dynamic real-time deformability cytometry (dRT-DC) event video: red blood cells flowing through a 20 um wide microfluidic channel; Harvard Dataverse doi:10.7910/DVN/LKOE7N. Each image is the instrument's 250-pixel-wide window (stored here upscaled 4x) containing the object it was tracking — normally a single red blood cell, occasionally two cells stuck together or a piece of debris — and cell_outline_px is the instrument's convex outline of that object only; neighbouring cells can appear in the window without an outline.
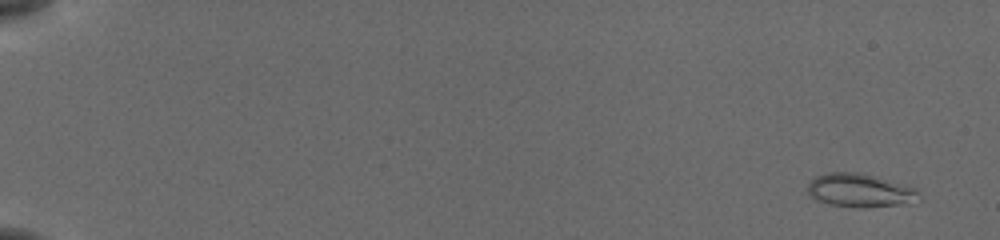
{"species": "common noctule bat (a hibernating species)", "species_latin": "Nyctalus noctula", "temperature_condition": "cold", "stored_images_in_passage": 55, "camera_frame_rate_fps": 3000, "um_per_image_px": 0.085, "animal": {"sex": "female", "body_mass_g": 19.5, "forearm_length_mm": 54.1}, "frame": {"image": 1, "passage_image": 2, "time_ms": 0.333, "image_size_px": [1000, 240], "cell_outline_px": [[920, 200], [912, 204], [864, 208], [860, 208], [828, 204], [816, 200], [808, 196], [808, 184], [816, 176], [828, 172], [856, 172], [920, 188]], "centroid_in_image_um": [73.16, 16.21], "position_along_channel_um": 11.8, "area_um2": 22.2}}
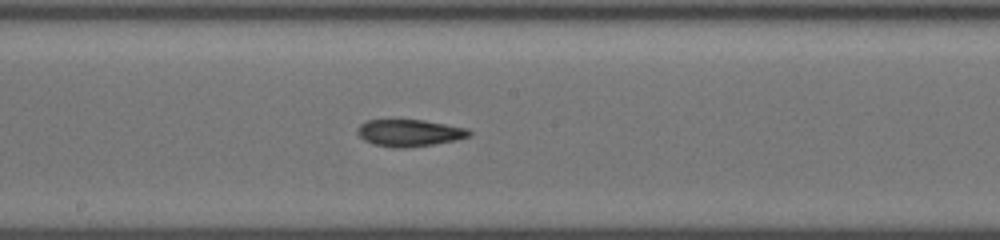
{"frame": {"image": 2, "passage_image": 32, "time_ms": 10.333, "image_size_px": [1000, 240], "cell_outline_px": [[472, 136], [456, 140], [432, 144], [404, 148], [392, 148], [372, 144], [364, 140], [356, 132], [356, 128], [360, 124], [368, 120], [424, 120], [468, 128], [472, 132]], "centroid_in_image_um": [34.8, 11.3], "position_along_channel_um": 213.4, "area_um2": 17.69}}
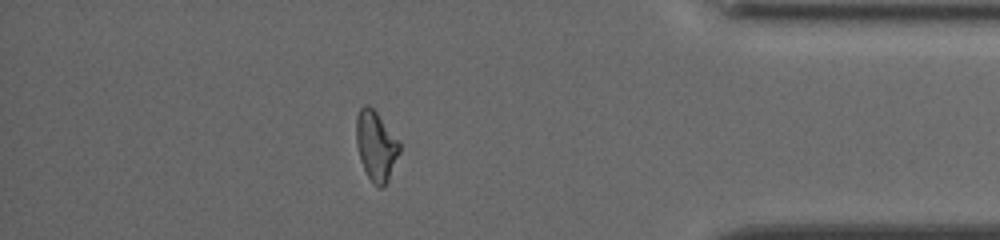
{"frame": {"image": 3, "passage_image": 49, "time_ms": 16.0, "image_size_px": [1000, 240], "cell_outline_px": [[400, 152], [388, 180], [380, 188], [368, 176], [360, 160], [356, 144], [356, 116], [360, 108], [364, 104], [368, 104], [376, 112], [400, 140]], "centroid_in_image_um": [31.96, 12.34], "position_along_channel_um": 403.2, "area_um2": 17.51}, "authors_computed_cell_mechanics": {"area_um2": 17.9758, "velocity_mm_per_s": 3.8128, "shape_relaxation_time_tau1_ms": null, "shape_relaxation_time_tau2_ms": 3.1551, "deformation_change_tau1": null, "deformation_change_tau2": 0.1023}}